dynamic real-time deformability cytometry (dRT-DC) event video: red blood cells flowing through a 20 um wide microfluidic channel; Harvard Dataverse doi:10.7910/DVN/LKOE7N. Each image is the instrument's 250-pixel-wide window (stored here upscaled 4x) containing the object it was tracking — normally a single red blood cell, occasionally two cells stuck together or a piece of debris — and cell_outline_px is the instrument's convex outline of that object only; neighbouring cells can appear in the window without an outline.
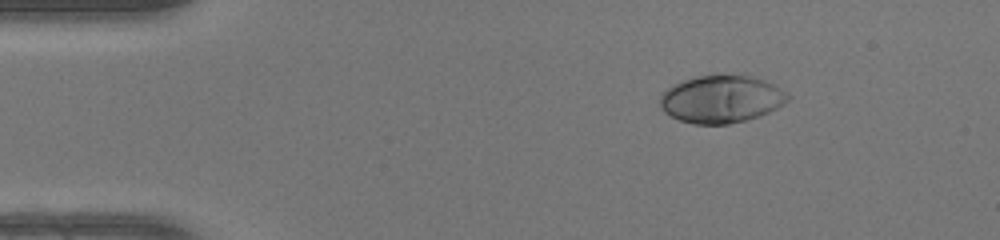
{"species": "human", "species_latin": "Homo sapiens", "temperature_condition": "warm", "stored_images_in_passage": 43, "camera_frame_rate_fps": 3000, "um_per_image_px": 0.085, "donor": {"sex": "female"}, "frame": {"image": 1, "passage_image": 1, "time_ms": 0.0, "image_size_px": [1000, 240], "cell_outline_px": [[792, 96], [784, 104], [760, 116], [728, 124], [692, 124], [680, 120], [664, 112], [660, 108], [660, 96], [668, 88], [684, 80], [696, 76], [748, 76], [764, 80], [788, 92]], "centroid_in_image_um": [61.32, 8.44], "position_along_channel_um": 23.7, "area_um2": 35.03}}
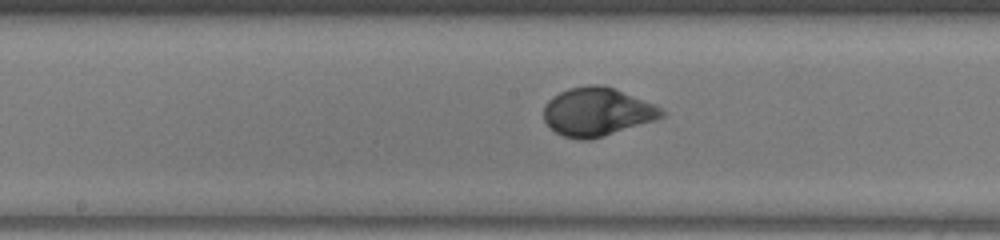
{"frame": {"image": 2, "passage_image": 19, "time_ms": 6.0, "image_size_px": [1000, 240], "cell_outline_px": [[664, 116], [656, 120], [588, 140], [580, 140], [564, 136], [548, 128], [544, 120], [544, 104], [552, 96], [568, 88], [588, 84], [600, 84], [612, 88], [656, 104], [664, 112]], "centroid_in_image_um": [50.72, 9.5], "position_along_channel_um": 197.5, "area_um2": 33.23}}
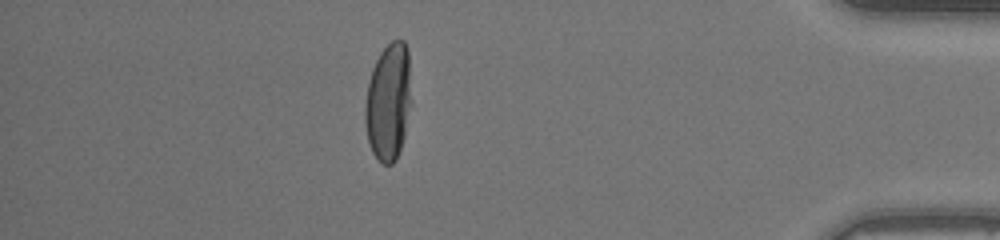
{"frame": {"image": 3, "passage_image": 37, "time_ms": 12.0, "image_size_px": [1000, 240], "cell_outline_px": [[408, 104], [404, 136], [396, 160], [392, 164], [384, 164], [372, 152], [368, 140], [364, 120], [364, 104], [368, 84], [372, 68], [380, 52], [392, 40], [404, 40], [408, 48]], "centroid_in_image_um": [32.95, 8.65], "position_along_channel_um": 402.2, "area_um2": 30.75}, "authors_computed_cell_mechanics": {"area_um2": 32.7726, "velocity_mm_per_s": 4.1584, "shape_relaxation_time_tau1_ms": 3.7586, "shape_relaxation_time_tau2_ms": null, "deformation_change_tau1": 0.2226, "deformation_change_tau2": null}}